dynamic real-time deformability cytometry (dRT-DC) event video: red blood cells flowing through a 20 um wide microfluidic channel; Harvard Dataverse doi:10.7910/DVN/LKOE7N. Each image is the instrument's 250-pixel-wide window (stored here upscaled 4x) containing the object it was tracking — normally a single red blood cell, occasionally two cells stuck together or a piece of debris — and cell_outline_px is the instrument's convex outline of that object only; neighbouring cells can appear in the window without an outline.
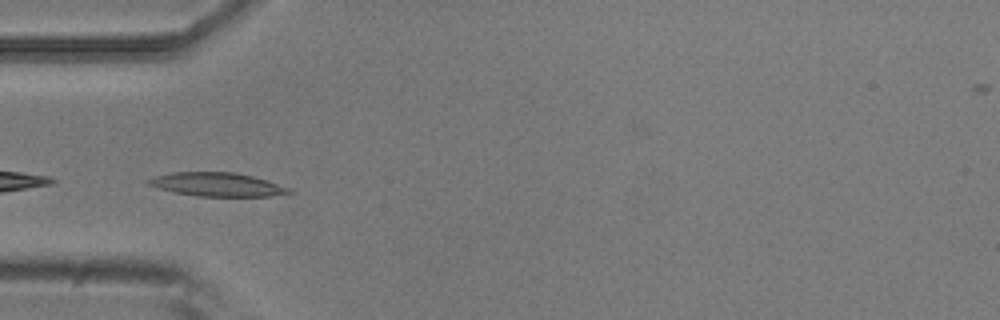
{"species": "common noctule bat (a hibernating species)", "species_latin": "Nyctalus noctula", "temperature_condition": "room temperature", "stored_images_in_passage": 5, "camera_frame_rate_fps": 3000, "um_per_image_px": 0.085, "animal": {"sex": "male", "body_mass_g": 20.5, "forearm_length_mm": 52.5}, "frame": {"image": 1, "passage_image": 4, "time_ms": 1.0, "image_size_px": [1000, 320], "cell_outline_px": [[296, 192], [272, 196], [196, 196], [156, 188], [148, 184], [144, 180], [156, 176], [172, 172], [236, 172], [268, 180], [292, 188]], "centroid_in_image_um": [18.5, 15.68], "position_along_channel_um": 66.5, "area_um2": 19.59}}
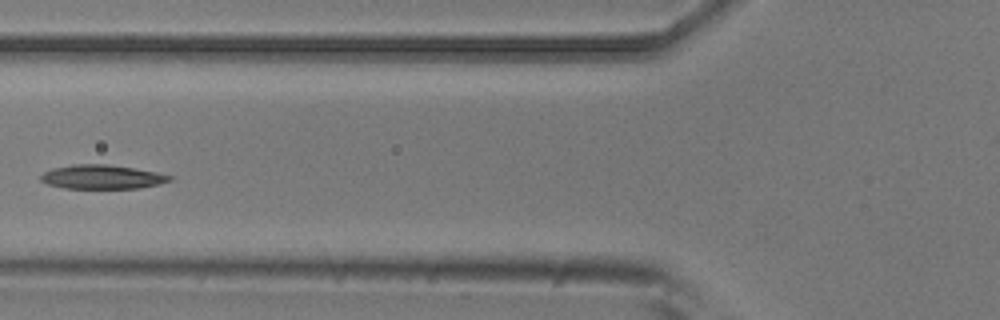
{"frame": {"image": 2, "passage_image": 5, "time_ms": 1.333, "image_size_px": [1000, 320], "cell_outline_px": [[172, 180], [160, 184], [140, 188], [64, 188], [48, 184], [40, 180], [40, 176], [44, 172], [52, 168], [72, 164], [108, 164], [156, 172], [172, 176]], "centroid_in_image_um": [8.66, 15.03], "position_along_channel_um": 117.1, "area_um2": 18.03}}